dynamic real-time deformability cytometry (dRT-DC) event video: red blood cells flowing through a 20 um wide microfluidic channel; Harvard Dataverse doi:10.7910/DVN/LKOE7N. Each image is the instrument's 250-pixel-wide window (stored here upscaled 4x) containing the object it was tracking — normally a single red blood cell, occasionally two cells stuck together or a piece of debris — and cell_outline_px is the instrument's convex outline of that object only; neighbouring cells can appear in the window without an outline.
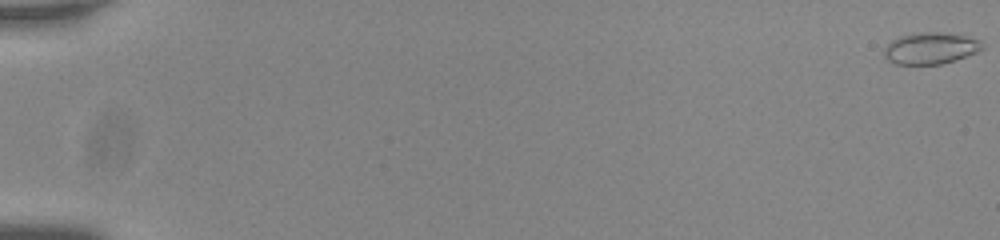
{"species": "common noctule bat (a hibernating species)", "species_latin": "Nyctalus noctula", "temperature_condition": "room temperature", "stored_images_in_passage": 12, "camera_frame_rate_fps": 3000, "um_per_image_px": 0.085, "animal": {"sex": "male", "body_mass_g": 20.0, "forearm_length_mm": 53.3}, "frame": {"image": 1, "passage_image": 1, "time_ms": 0.0, "image_size_px": [1000, 240], "cell_outline_px": [[984, 48], [976, 52], [956, 60], [940, 64], [896, 64], [888, 60], [884, 56], [884, 48], [892, 40], [900, 36], [916, 32], [944, 32], [964, 36], [980, 40], [984, 44]], "centroid_in_image_um": [79.1, 4.09], "position_along_channel_um": 5.9, "area_um2": 18.09}}